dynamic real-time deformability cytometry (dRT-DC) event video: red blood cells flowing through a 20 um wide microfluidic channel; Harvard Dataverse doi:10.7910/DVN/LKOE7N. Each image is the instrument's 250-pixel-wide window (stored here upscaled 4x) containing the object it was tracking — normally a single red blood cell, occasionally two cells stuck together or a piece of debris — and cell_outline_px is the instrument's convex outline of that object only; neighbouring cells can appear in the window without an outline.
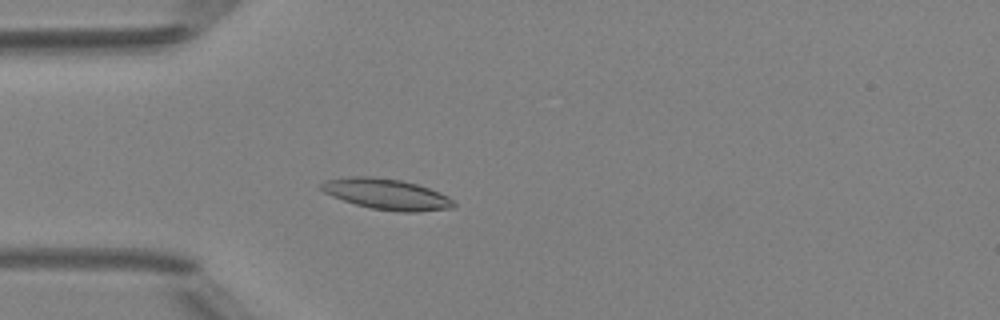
{"species": "Egyptian fruit bat (a non-hibernating species)", "species_latin": "Rousettus aegyptiacus", "temperature_condition": "room temperature", "stored_images_in_passage": 49, "camera_frame_rate_fps": 3000, "um_per_image_px": 0.085, "animal": {"sex": "female"}, "frame": {"image": 1, "passage_image": 14, "time_ms": 4.333, "image_size_px": [1000, 320], "cell_outline_px": [[456, 208], [416, 212], [396, 212], [372, 208], [356, 204], [332, 196], [324, 192], [320, 188], [320, 184], [324, 180], [352, 176], [372, 176], [400, 180], [416, 184], [440, 192], [448, 196], [456, 204]], "centroid_in_image_um": [32.88, 16.51], "position_along_channel_um": 52.1, "area_um2": 23.81}}
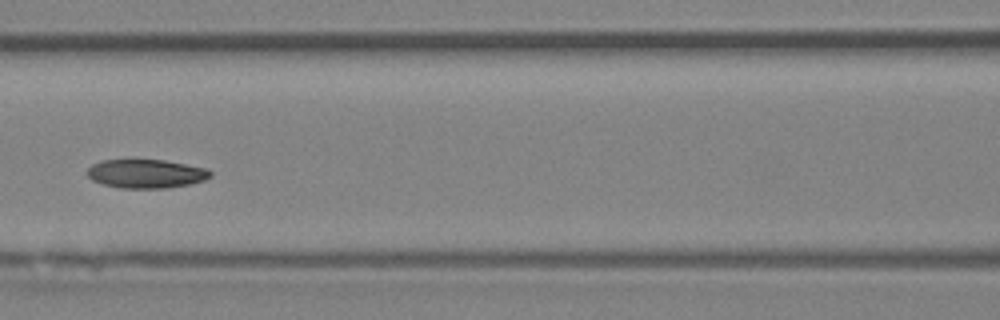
{"frame": {"image": 2, "passage_image": 22, "time_ms": 7.0, "image_size_px": [1000, 320], "cell_outline_px": [[212, 176], [204, 180], [188, 184], [168, 188], [120, 188], [104, 184], [92, 180], [84, 172], [92, 164], [100, 160], [164, 160], [208, 168], [212, 172]], "centroid_in_image_um": [12.41, 14.76], "position_along_channel_um": 154.2, "area_um2": 20.75}}
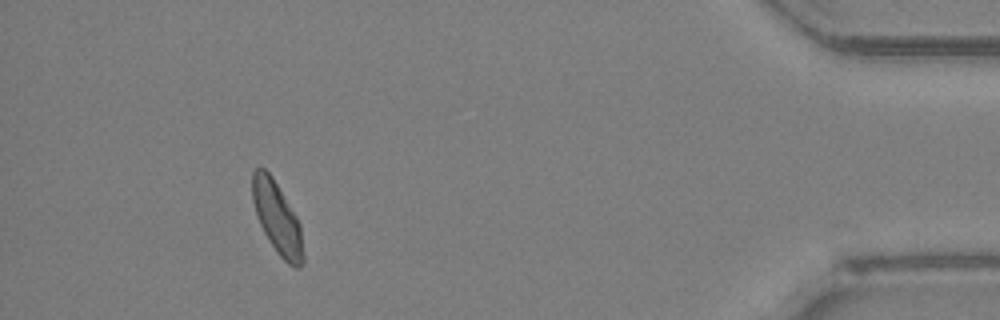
{"frame": {"image": 3, "passage_image": 45, "time_ms": 14.667, "image_size_px": [1000, 320], "cell_outline_px": [[304, 264], [300, 268], [296, 268], [288, 264], [276, 252], [268, 240], [256, 216], [252, 200], [252, 172], [256, 168], [264, 168], [272, 176], [296, 216], [300, 224], [304, 256]], "centroid_in_image_um": [23.56, 18.56], "position_along_channel_um": 411.6, "area_um2": 21.33}, "authors_computed_cell_mechanics": {"area_um2": 21.4438, "velocity_mm_per_s": 4.1658, "shape_relaxation_time_tau1_ms": 4.9916, "shape_relaxation_time_tau2_ms": 5.4485, "deformation_change_tau1": 0.1435, "deformation_change_tau2": 0.0991}}